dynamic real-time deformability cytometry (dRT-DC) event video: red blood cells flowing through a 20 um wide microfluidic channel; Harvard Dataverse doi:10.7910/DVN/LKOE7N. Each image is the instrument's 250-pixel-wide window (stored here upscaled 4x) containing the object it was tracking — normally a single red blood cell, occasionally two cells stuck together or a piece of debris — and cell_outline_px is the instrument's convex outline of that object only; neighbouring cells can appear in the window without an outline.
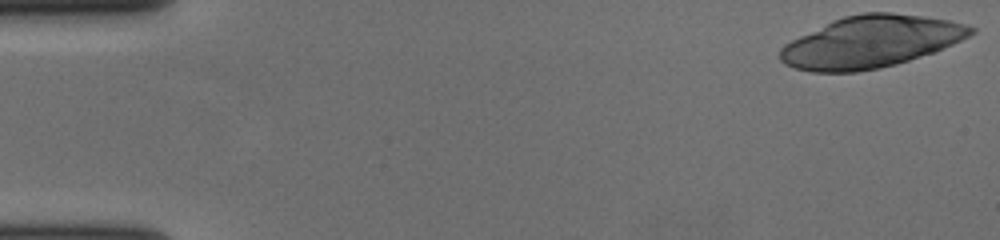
{"species": "human", "species_latin": "Homo sapiens", "temperature_condition": "cold", "stored_images_in_passage": 21, "camera_frame_rate_fps": 3000, "um_per_image_px": 0.085, "donor": {"sex": "female"}, "frame": {"image": 1, "passage_image": 1, "time_ms": 0.0, "image_size_px": [1000, 240], "cell_outline_px": [[976, 32], [952, 44], [932, 52], [896, 64], [880, 68], [856, 72], [812, 72], [796, 68], [784, 64], [780, 60], [780, 48], [784, 44], [832, 20], [844, 16], [864, 12], [892, 12], [924, 16], [948, 20], [964, 24], [976, 28]], "centroid_in_image_um": [73.99, 3.55], "position_along_channel_um": 11.0, "area_um2": 57.28}}